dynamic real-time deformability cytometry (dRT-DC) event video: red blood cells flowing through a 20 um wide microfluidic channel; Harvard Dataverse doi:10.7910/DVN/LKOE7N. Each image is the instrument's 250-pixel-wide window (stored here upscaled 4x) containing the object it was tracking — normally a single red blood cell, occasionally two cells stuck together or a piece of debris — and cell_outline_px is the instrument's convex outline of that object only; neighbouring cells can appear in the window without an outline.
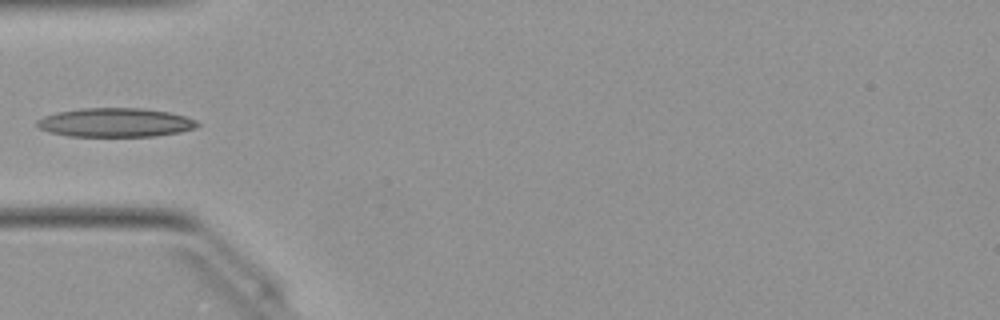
{"species": "Egyptian fruit bat (a non-hibernating species)", "species_latin": "Rousettus aegyptiacus", "temperature_condition": "warm", "stored_images_in_passage": 6, "camera_frame_rate_fps": 3000, "um_per_image_px": 0.085, "animal": {"sex": "female"}, "frame": {"image": 1, "passage_image": 1, "time_ms": 0.0, "image_size_px": [1000, 320], "cell_outline_px": [[200, 124], [196, 128], [180, 132], [156, 136], [68, 136], [48, 132], [40, 128], [36, 124], [36, 120], [44, 116], [56, 112], [80, 108], [140, 108], [168, 112], [184, 116], [196, 120]], "centroid_in_image_um": [9.79, 10.41], "position_along_channel_um": 75.2, "area_um2": 27.11}}